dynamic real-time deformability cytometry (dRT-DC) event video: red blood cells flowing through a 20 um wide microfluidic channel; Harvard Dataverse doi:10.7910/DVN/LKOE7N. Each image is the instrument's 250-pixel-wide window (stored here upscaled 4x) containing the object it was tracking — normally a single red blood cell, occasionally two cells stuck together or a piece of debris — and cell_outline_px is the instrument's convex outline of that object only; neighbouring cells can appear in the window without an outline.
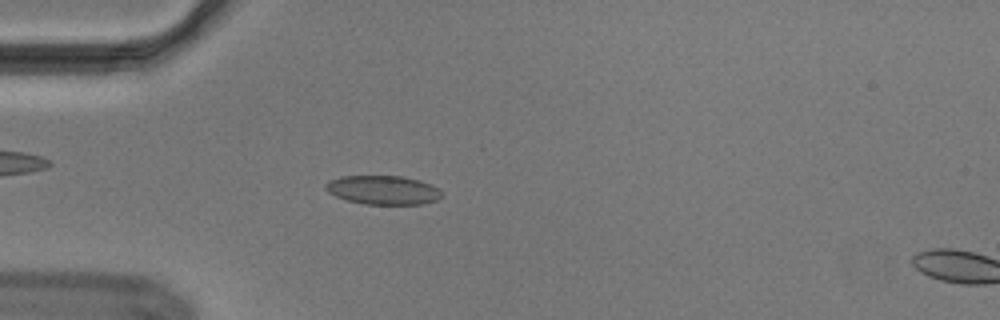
{"species": "Egyptian fruit bat (a non-hibernating species)", "species_latin": "Rousettus aegyptiacus", "temperature_condition": "cold", "stored_images_in_passage": 17, "camera_frame_rate_fps": 3000, "um_per_image_px": 0.085, "animal": {"sex": "male"}, "frame": {"image": 1, "passage_image": 15, "time_ms": 4.667, "image_size_px": [1000, 320], "cell_outline_px": [[440, 196], [436, 200], [424, 204], [364, 204], [348, 200], [336, 196], [328, 192], [324, 188], [324, 184], [340, 176], [404, 176], [420, 180], [432, 184], [440, 192]], "centroid_in_image_um": [32.54, 16.14], "position_along_channel_um": 52.5, "area_um2": 19.48}}